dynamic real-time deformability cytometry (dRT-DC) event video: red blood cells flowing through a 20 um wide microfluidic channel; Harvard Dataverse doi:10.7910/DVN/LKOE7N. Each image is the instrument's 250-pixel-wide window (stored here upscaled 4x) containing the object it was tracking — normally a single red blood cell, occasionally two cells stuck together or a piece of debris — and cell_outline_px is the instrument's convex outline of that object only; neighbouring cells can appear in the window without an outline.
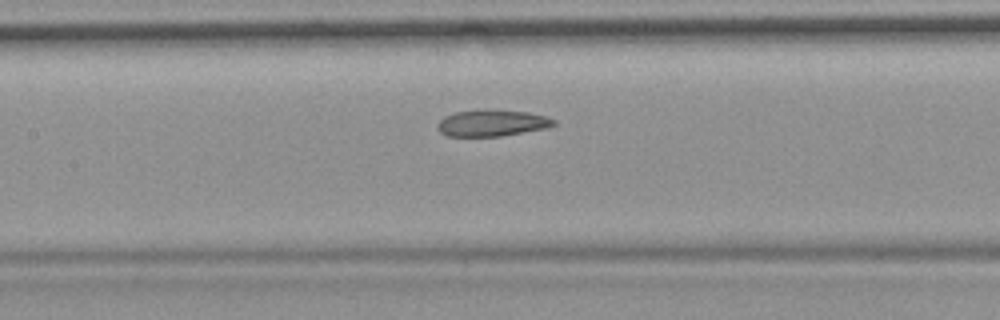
{"species": "common noctule bat (a hibernating species)", "species_latin": "Nyctalus noctula", "temperature_condition": "room temperature", "stored_images_in_passage": 34, "camera_frame_rate_fps": 3000, "um_per_image_px": 0.085, "animal": {"sex": "female", "body_mass_g": 19.9}, "frame": {"image": 1, "passage_image": 15, "time_ms": 4.667, "image_size_px": [1000, 320], "cell_outline_px": [[556, 124], [548, 128], [500, 136], [448, 136], [440, 132], [436, 128], [436, 124], [444, 116], [456, 112], [480, 108], [492, 108], [528, 112], [544, 116], [556, 120]], "centroid_in_image_um": [41.8, 10.43], "position_along_channel_um": 165.6, "area_um2": 18.38}}